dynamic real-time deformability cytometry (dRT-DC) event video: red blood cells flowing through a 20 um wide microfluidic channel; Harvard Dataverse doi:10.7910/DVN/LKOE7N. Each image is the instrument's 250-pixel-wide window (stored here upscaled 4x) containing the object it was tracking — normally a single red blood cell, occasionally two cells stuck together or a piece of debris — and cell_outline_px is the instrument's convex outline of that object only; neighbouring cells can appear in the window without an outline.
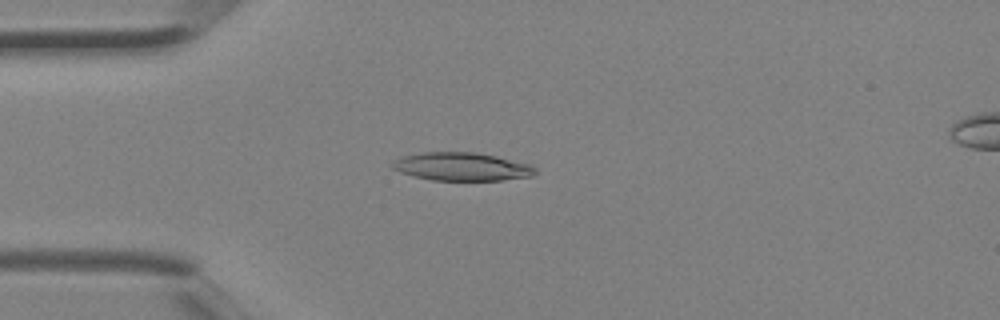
{"species": "Egyptian fruit bat (a non-hibernating species)", "species_latin": "Rousettus aegyptiacus", "temperature_condition": "room temperature", "stored_images_in_passage": 3, "camera_frame_rate_fps": 3000, "um_per_image_px": 0.085, "animal": {"sex": "female"}, "frame": {"image": 1, "passage_image": 2, "time_ms": 0.333, "image_size_px": [1000, 320], "cell_outline_px": [[536, 172], [532, 176], [500, 180], [432, 180], [400, 172], [392, 168], [392, 160], [400, 156], [424, 152], [476, 152], [496, 156], [528, 164], [536, 168]], "centroid_in_image_um": [39.21, 14.15], "position_along_channel_um": 45.8, "area_um2": 23.35}}